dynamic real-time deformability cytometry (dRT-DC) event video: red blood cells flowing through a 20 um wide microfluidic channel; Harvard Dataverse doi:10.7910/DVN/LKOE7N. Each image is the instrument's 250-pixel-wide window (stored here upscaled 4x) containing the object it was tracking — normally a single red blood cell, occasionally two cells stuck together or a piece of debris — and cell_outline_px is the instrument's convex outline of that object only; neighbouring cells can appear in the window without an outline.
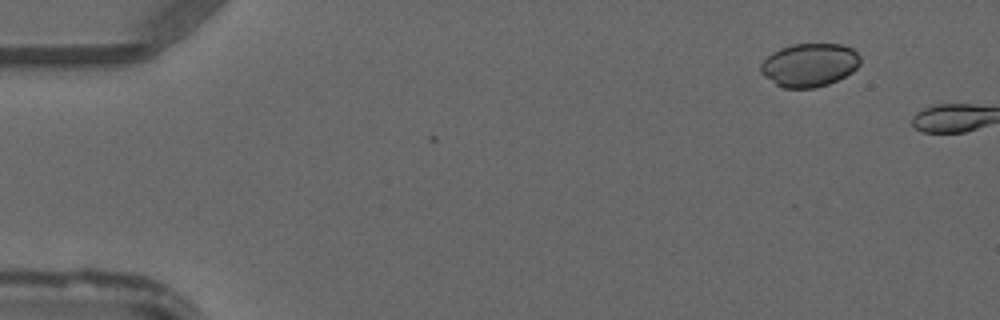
{"species": "common noctule bat (a hibernating species)", "species_latin": "Nyctalus noctula", "temperature_condition": "warm", "stored_images_in_passage": 4, "camera_frame_rate_fps": 3000, "um_per_image_px": 0.085, "animal": {"sex": "male", "forearm_length_mm": 52.5}, "frame": {"image": 1, "passage_image": 2, "time_ms": 0.333, "image_size_px": [1000, 320], "cell_outline_px": [[860, 64], [852, 72], [828, 84], [816, 88], [784, 88], [776, 84], [764, 76], [760, 72], [760, 64], [772, 52], [780, 48], [792, 44], [840, 44], [852, 48], [860, 56]], "centroid_in_image_um": [68.79, 5.52], "position_along_channel_um": 16.2, "area_um2": 25.14}}